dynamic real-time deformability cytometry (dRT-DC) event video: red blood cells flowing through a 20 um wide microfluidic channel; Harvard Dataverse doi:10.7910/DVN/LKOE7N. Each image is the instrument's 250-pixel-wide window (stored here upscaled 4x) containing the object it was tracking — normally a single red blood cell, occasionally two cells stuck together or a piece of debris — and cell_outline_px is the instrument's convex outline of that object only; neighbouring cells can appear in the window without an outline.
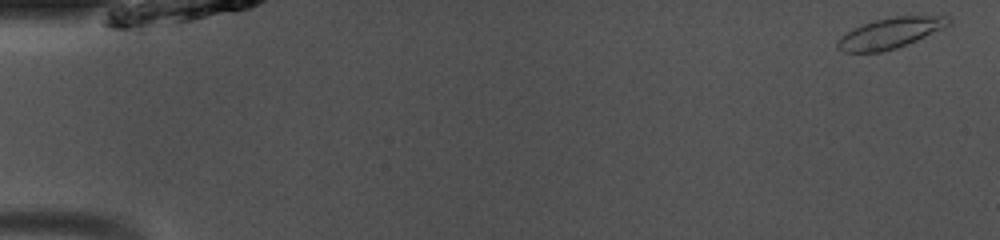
{"species": "common noctule bat (a hibernating species)", "species_latin": "Nyctalus noctula", "temperature_condition": "room temperature", "stored_images_in_passage": 49, "camera_frame_rate_fps": 3000, "um_per_image_px": 0.085, "animal": {"sex": "male", "body_mass_g": 13.0, "forearm_length_mm": 53.1}, "frame": {"image": 1, "passage_image": 1, "time_ms": 0.0, "image_size_px": [1000, 240], "cell_outline_px": [[952, 24], [944, 28], [916, 40], [896, 48], [880, 52], [844, 52], [836, 48], [836, 40], [848, 32], [864, 24], [876, 20], [896, 16], [952, 16]], "centroid_in_image_um": [75.7, 2.81], "position_along_channel_um": 9.3, "area_um2": 19.59}}
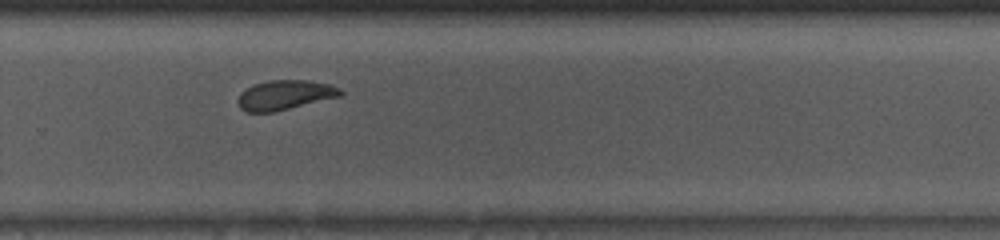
{"frame": {"image": 2, "passage_image": 33, "time_ms": 10.667, "image_size_px": [1000, 240], "cell_outline_px": [[344, 96], [272, 112], [244, 112], [240, 108], [236, 100], [240, 92], [256, 84], [268, 80], [308, 80], [328, 84], [340, 88], [344, 92]], "centroid_in_image_um": [24.23, 8.08], "position_along_channel_um": 305.6, "area_um2": 17.86}}
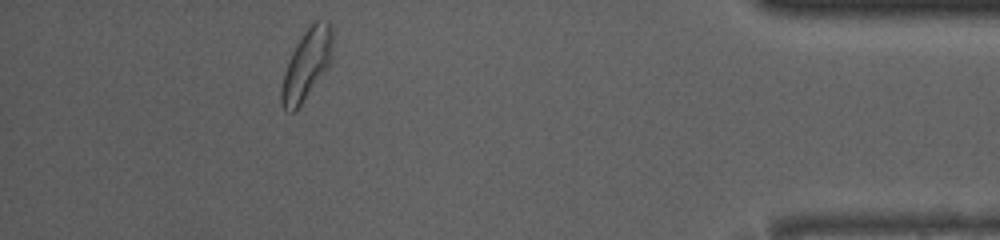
{"frame": {"image": 3, "passage_image": 44, "time_ms": 14.333, "image_size_px": [1000, 240], "cell_outline_px": [[332, 64], [300, 104], [292, 112], [284, 112], [280, 104], [280, 88], [284, 72], [288, 60], [296, 44], [304, 32], [316, 20], [328, 20], [332, 24]], "centroid_in_image_um": [26.07, 5.48], "position_along_channel_um": 409.1, "area_um2": 21.21}, "authors_computed_cell_mechanics": {"area_um2": 18.496, "velocity_mm_per_s": 4.085, "shape_relaxation_time_tau1_ms": 2.2906, "shape_relaxation_time_tau2_ms": 1.3623, "deformation_change_tau1": 0.0985, "deformation_change_tau2": 0.0713}}